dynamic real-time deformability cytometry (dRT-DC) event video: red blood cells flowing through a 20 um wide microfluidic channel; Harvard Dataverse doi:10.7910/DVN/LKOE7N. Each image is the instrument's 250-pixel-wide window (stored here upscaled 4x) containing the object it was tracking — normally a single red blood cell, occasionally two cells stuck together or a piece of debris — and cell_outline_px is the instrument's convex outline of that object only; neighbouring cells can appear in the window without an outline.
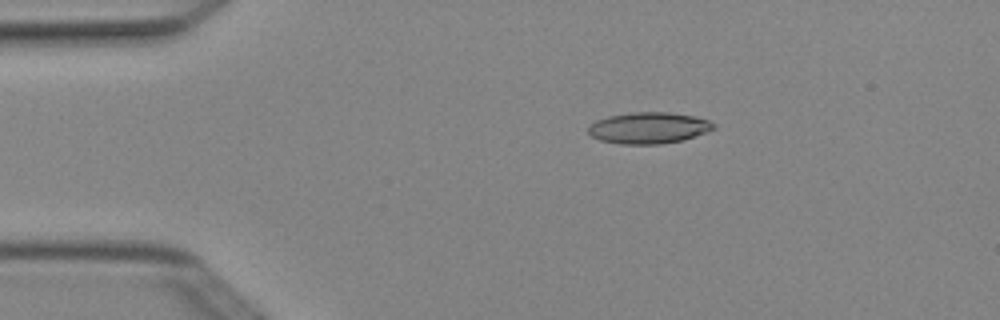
{"species": "Egyptian fruit bat (a non-hibernating species)", "species_latin": "Rousettus aegyptiacus", "temperature_condition": "cold", "stored_images_in_passage": 5, "camera_frame_rate_fps": 3000, "um_per_image_px": 0.085, "animal": {"sex": "female"}, "frame": {"image": 1, "passage_image": 1, "time_ms": 0.0, "image_size_px": [1000, 320], "cell_outline_px": [[716, 128], [680, 140], [660, 144], [620, 144], [600, 140], [592, 136], [588, 132], [588, 128], [596, 120], [608, 116], [632, 112], [668, 112], [696, 116], [708, 120], [716, 124]], "centroid_in_image_um": [55.12, 10.86], "position_along_channel_um": 29.9, "area_um2": 22.72}}
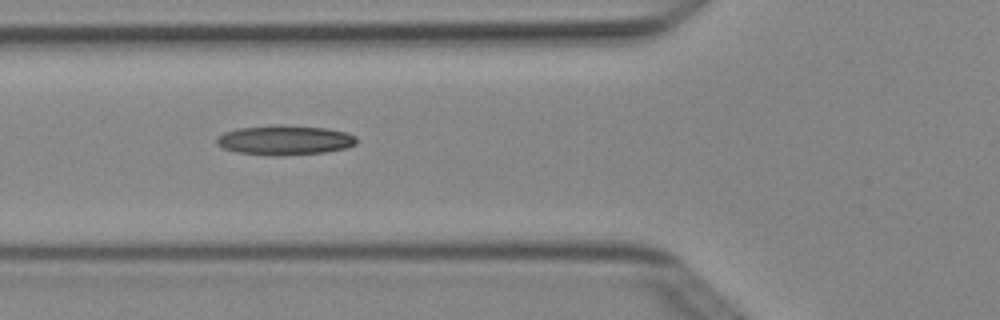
{"frame": {"image": 2, "passage_image": 3, "time_ms": 0.667, "image_size_px": [1000, 320], "cell_outline_px": [[356, 144], [348, 148], [324, 152], [284, 156], [272, 156], [236, 152], [224, 148], [216, 144], [216, 140], [224, 132], [236, 128], [272, 124], [280, 124], [328, 128], [348, 132], [356, 136]], "centroid_in_image_um": [24.22, 11.9], "position_along_channel_um": 101.6, "area_um2": 24.68}}
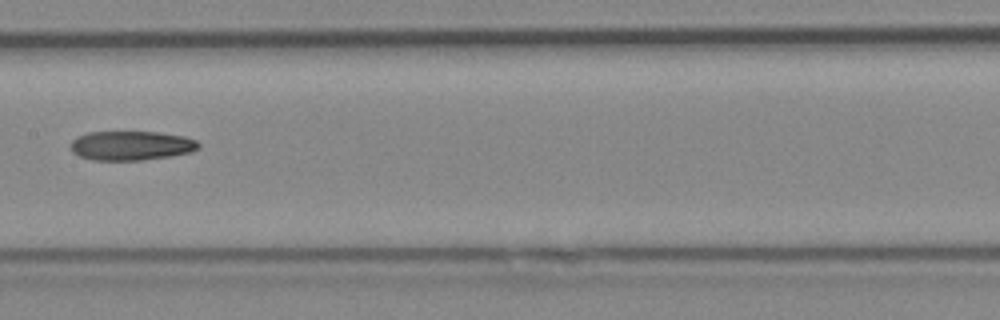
{"frame": {"image": 3, "passage_image": 5, "time_ms": 1.333, "image_size_px": [1000, 320], "cell_outline_px": [[200, 148], [192, 152], [168, 156], [140, 160], [92, 160], [80, 156], [72, 152], [68, 144], [76, 136], [88, 132], [160, 132], [184, 136], [196, 140], [200, 144]], "centroid_in_image_um": [11.13, 12.37], "position_along_channel_um": 196.3, "area_um2": 22.02}}